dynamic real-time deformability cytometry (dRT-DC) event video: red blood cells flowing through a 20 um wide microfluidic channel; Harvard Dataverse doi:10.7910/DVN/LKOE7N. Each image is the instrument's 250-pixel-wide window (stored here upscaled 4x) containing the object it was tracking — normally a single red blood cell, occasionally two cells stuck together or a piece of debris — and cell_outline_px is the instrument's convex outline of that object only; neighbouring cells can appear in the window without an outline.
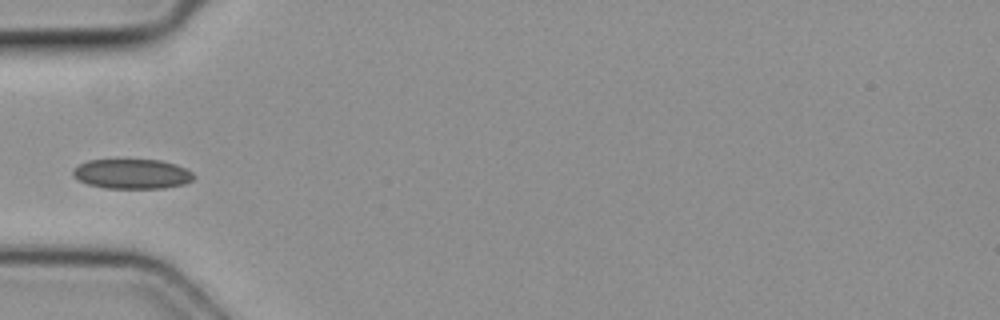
{"species": "common noctule bat (a hibernating species)", "species_latin": "Nyctalus noctula", "temperature_condition": "cold", "stored_images_in_passage": 3, "camera_frame_rate_fps": 3000, "um_per_image_px": 0.085, "animal": {"sex": "female", "body_mass_g": 19.3, "forearm_length_mm": 54.1}, "frame": {"image": 1, "passage_image": 3, "time_ms": 0.667, "image_size_px": [1000, 320], "cell_outline_px": [[196, 176], [192, 180], [184, 184], [164, 188], [104, 188], [88, 184], [72, 176], [72, 168], [88, 160], [160, 160], [176, 164], [192, 172]], "centroid_in_image_um": [11.22, 14.78], "position_along_channel_um": 73.8, "area_um2": 20.98}}